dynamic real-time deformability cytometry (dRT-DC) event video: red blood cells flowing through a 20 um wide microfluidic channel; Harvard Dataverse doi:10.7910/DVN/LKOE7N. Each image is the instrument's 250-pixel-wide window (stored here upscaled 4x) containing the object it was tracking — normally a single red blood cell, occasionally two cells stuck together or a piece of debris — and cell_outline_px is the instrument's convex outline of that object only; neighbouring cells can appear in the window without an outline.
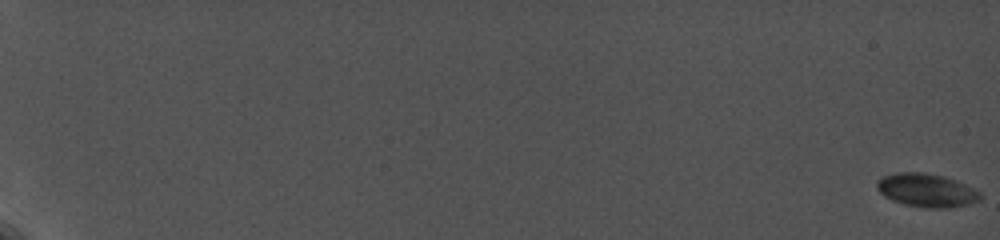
{"species": "common noctule bat (a hibernating species)", "species_latin": "Nyctalus noctula", "temperature_condition": "cold", "stored_images_in_passage": 63, "camera_frame_rate_fps": 5000, "um_per_image_px": 0.085, "animal": {"sex": "female", "body_mass_g": 19.0, "forearm_length_mm": 56.7}, "frame": {"image": 1, "passage_image": 1, "time_ms": 0.0, "image_size_px": [1000, 240], "cell_outline_px": [[980, 200], [968, 204], [944, 208], [928, 208], [904, 204], [892, 200], [884, 196], [876, 188], [876, 184], [884, 176], [896, 172], [924, 172], [944, 176], [956, 180], [980, 192]], "centroid_in_image_um": [78.74, 16.17], "position_along_channel_um": 6.3, "area_um2": 19.94}}
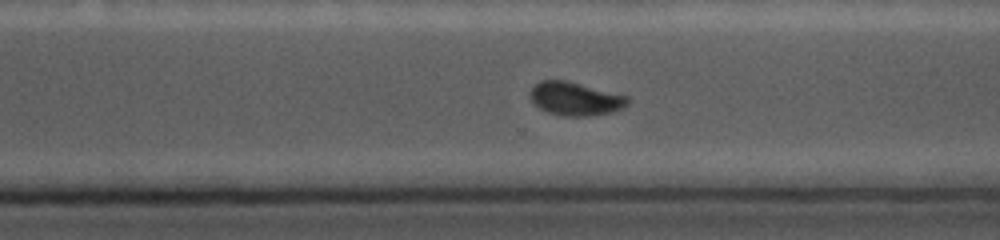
{"frame": {"image": 2, "passage_image": 52, "time_ms": 15.6, "image_size_px": [1000, 240], "cell_outline_px": [[632, 100], [624, 108], [616, 112], [588, 116], [568, 116], [548, 112], [532, 104], [528, 96], [528, 92], [540, 80], [568, 80], [628, 96]], "centroid_in_image_um": [48.92, 8.39], "position_along_channel_um": 321.7, "area_um2": 19.42}}
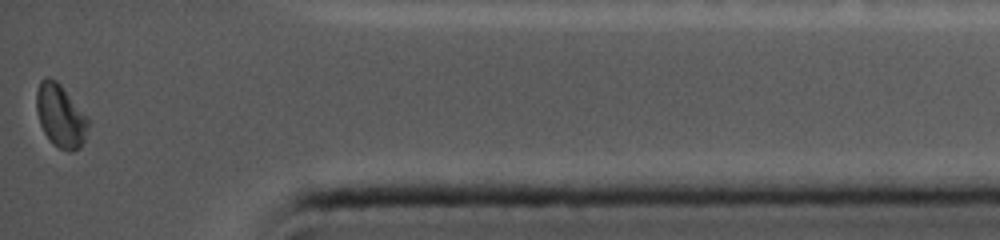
{"frame": {"image": 3, "passage_image": 63, "time_ms": 18.8, "image_size_px": [1000, 240], "cell_outline_px": [[88, 124], [84, 140], [80, 148], [72, 152], [68, 152], [52, 144], [44, 132], [40, 124], [36, 112], [36, 92], [40, 80], [44, 76], [48, 76], [56, 80], [60, 84], [88, 120]], "centroid_in_image_um": [5.09, 9.85], "position_along_channel_um": 430.1, "area_um2": 18.79}}